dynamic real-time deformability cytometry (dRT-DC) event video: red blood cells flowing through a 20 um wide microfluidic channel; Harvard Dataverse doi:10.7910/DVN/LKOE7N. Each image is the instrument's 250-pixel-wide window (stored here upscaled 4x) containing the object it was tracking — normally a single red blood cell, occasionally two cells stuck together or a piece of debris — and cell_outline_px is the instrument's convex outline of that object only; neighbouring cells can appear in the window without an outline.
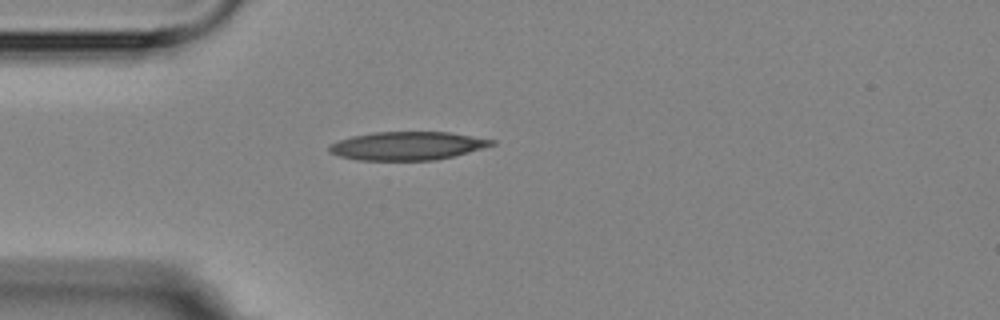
{"species": "Egyptian fruit bat (a non-hibernating species)", "species_latin": "Rousettus aegyptiacus", "temperature_condition": "room temperature", "stored_images_in_passage": 2, "camera_frame_rate_fps": 3000, "um_per_image_px": 0.085, "animal": {"sex": "female"}, "frame": {"image": 1, "passage_image": 1, "time_ms": 0.0, "image_size_px": [1000, 320], "cell_outline_px": [[496, 144], [468, 152], [436, 160], [356, 160], [340, 156], [328, 152], [328, 144], [352, 136], [376, 132], [448, 132], [496, 140]], "centroid_in_image_um": [34.6, 12.4], "position_along_channel_um": 50.4, "area_um2": 26.76}}